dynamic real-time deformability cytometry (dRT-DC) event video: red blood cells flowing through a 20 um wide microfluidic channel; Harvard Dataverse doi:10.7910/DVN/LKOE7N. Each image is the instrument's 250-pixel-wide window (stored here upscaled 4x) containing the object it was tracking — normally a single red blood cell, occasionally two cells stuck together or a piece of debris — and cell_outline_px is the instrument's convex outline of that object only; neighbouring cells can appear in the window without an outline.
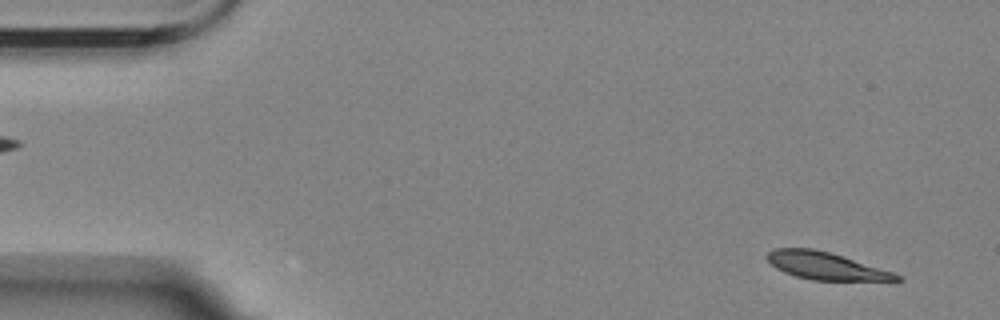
{"species": "Egyptian fruit bat (a non-hibernating species)", "species_latin": "Rousettus aegyptiacus", "temperature_condition": "room temperature", "stored_images_in_passage": 57, "camera_frame_rate_fps": 3000, "um_per_image_px": 0.085, "animal": {"sex": "female"}, "frame": {"image": 1, "passage_image": 4, "time_ms": 1.0, "image_size_px": [1000, 320], "cell_outline_px": [[904, 280], [892, 284], [812, 280], [796, 276], [784, 272], [776, 268], [764, 256], [772, 248], [812, 248], [828, 252], [892, 272], [900, 276]], "centroid_in_image_um": [70.33, 22.67], "position_along_channel_um": 14.7, "area_um2": 21.5}}
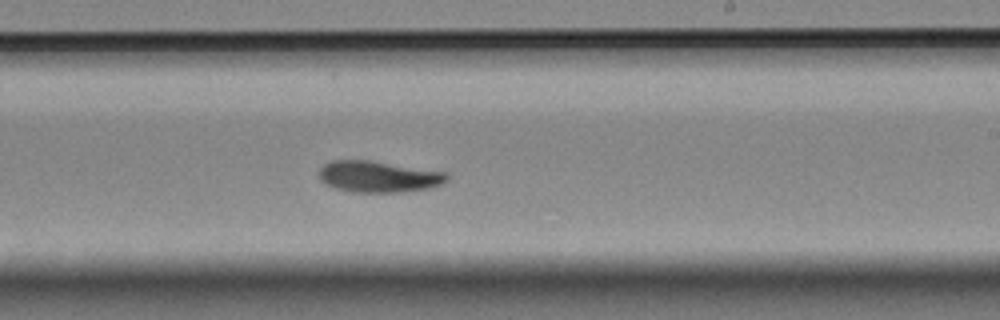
{"frame": {"image": 2, "passage_image": 34, "time_ms": 11.0, "image_size_px": [1000, 320], "cell_outline_px": [[448, 180], [440, 184], [428, 188], [400, 192], [352, 192], [332, 188], [324, 184], [320, 180], [320, 168], [324, 164], [332, 160], [368, 160], [448, 172]], "centroid_in_image_um": [32.14, 15.01], "position_along_channel_um": 256.9, "area_um2": 23.41}}
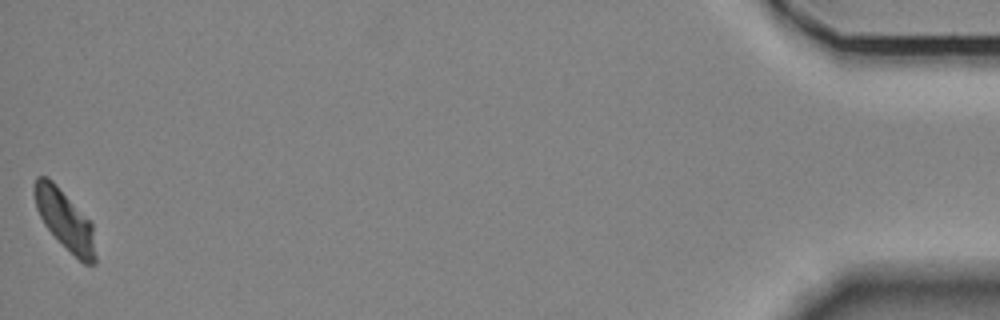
{"frame": {"image": 3, "passage_image": 57, "time_ms": 18.667, "image_size_px": [1000, 320], "cell_outline_px": [[96, 264], [84, 264], [44, 224], [36, 208], [32, 192], [32, 184], [36, 176], [48, 176], [56, 184], [92, 224], [96, 256]], "centroid_in_image_um": [5.47, 18.63], "position_along_channel_um": 429.7, "area_um2": 20.81}, "authors_computed_cell_mechanics": {"area_um2": 22.3686, "velocity_mm_per_s": 3.4739, "shape_relaxation_time_tau1_ms": 8.0798, "shape_relaxation_time_tau2_ms": 6.1435, "deformation_change_tau1": 0.2023, "deformation_change_tau2": 0.0861}}